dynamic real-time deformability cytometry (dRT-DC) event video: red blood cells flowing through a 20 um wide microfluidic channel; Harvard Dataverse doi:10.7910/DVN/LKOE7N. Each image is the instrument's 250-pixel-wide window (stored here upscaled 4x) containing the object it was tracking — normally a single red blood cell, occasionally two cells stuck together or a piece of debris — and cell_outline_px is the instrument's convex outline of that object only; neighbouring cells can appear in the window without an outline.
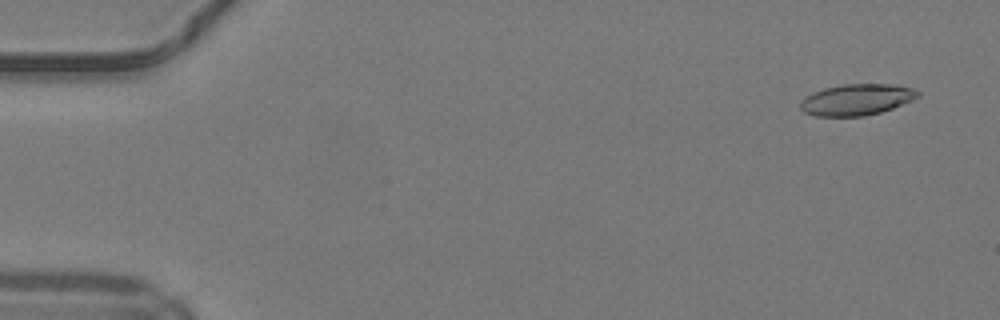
{"species": "common noctule bat (a hibernating species)", "species_latin": "Nyctalus noctula", "temperature_condition": "warm", "stored_images_in_passage": 47, "camera_frame_rate_fps": 3000, "um_per_image_px": 0.085, "animal": {"sex": "male", "body_mass_g": 19.2, "forearm_length_mm": 51.8}, "frame": {"image": 1, "passage_image": 1, "time_ms": 0.0, "image_size_px": [1000, 320], "cell_outline_px": [[920, 96], [912, 100], [892, 108], [880, 112], [864, 116], [812, 116], [804, 112], [800, 108], [800, 104], [812, 92], [824, 88], [844, 84], [892, 84], [912, 88], [920, 92]], "centroid_in_image_um": [72.82, 8.47], "position_along_channel_um": 12.2, "area_um2": 21.27}}
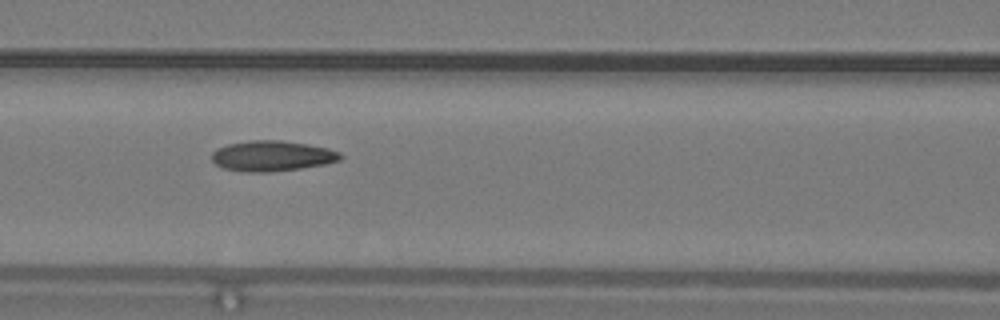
{"frame": {"image": 2, "passage_image": 20, "time_ms": 6.333, "image_size_px": [1000, 320], "cell_outline_px": [[344, 156], [340, 160], [324, 164], [300, 168], [268, 172], [244, 172], [224, 168], [216, 164], [212, 160], [212, 152], [216, 148], [228, 144], [252, 140], [280, 140], [308, 144], [328, 148], [340, 152]], "centroid_in_image_um": [23.13, 13.25], "position_along_channel_um": 143.5, "area_um2": 22.83}}
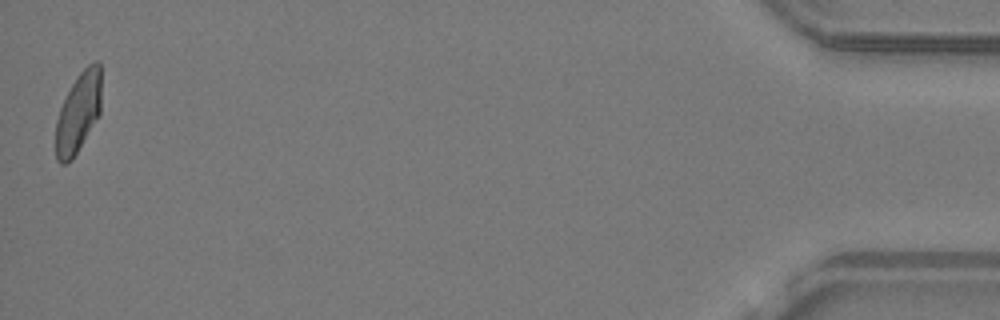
{"frame": {"image": 3, "passage_image": 47, "time_ms": 15.333, "image_size_px": [1000, 320], "cell_outline_px": [[100, 112], [72, 160], [64, 164], [60, 164], [56, 160], [56, 120], [60, 108], [76, 76], [88, 64], [96, 60], [100, 60]], "centroid_in_image_um": [6.64, 9.55], "position_along_channel_um": 428.6, "area_um2": 20.98}, "authors_computed_cell_mechanics": {"area_um2": 21.9062, "velocity_mm_per_s": 4.2201, "shape_relaxation_time_tau1_ms": null, "shape_relaxation_time_tau2_ms": 2.5947, "deformation_change_tau1": null, "deformation_change_tau2": 0.0955}}